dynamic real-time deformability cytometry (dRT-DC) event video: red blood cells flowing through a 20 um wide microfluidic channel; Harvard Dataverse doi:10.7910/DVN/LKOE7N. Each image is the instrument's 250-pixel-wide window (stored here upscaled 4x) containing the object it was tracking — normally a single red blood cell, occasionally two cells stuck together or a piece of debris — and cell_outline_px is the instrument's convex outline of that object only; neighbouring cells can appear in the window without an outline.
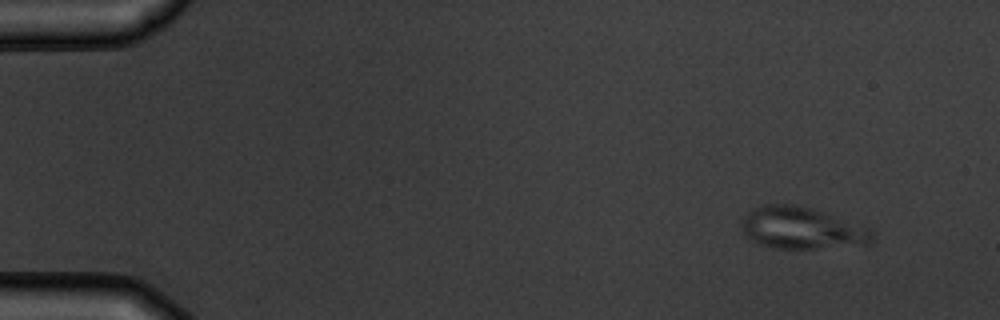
{"species": "common noctule bat (a hibernating species)", "species_latin": "Nyctalus noctula", "temperature_condition": "warm", "stored_images_in_passage": 5, "camera_frame_rate_fps": 3000, "um_per_image_px": 0.085, "animal": {"sex": "male", "body_mass_g": 19.5, "forearm_length_mm": 54.6}, "frame": {"image": 1, "passage_image": 1, "time_ms": 0.0, "image_size_px": [1000, 320], "cell_outline_px": [[876, 232], [872, 240], [868, 244], [812, 248], [772, 248], [760, 244], [752, 240], [744, 232], [744, 220], [748, 212], [764, 204], [792, 204], [812, 208], [872, 228]], "centroid_in_image_um": [68.23, 19.38], "position_along_channel_um": 16.8, "area_um2": 31.5}}